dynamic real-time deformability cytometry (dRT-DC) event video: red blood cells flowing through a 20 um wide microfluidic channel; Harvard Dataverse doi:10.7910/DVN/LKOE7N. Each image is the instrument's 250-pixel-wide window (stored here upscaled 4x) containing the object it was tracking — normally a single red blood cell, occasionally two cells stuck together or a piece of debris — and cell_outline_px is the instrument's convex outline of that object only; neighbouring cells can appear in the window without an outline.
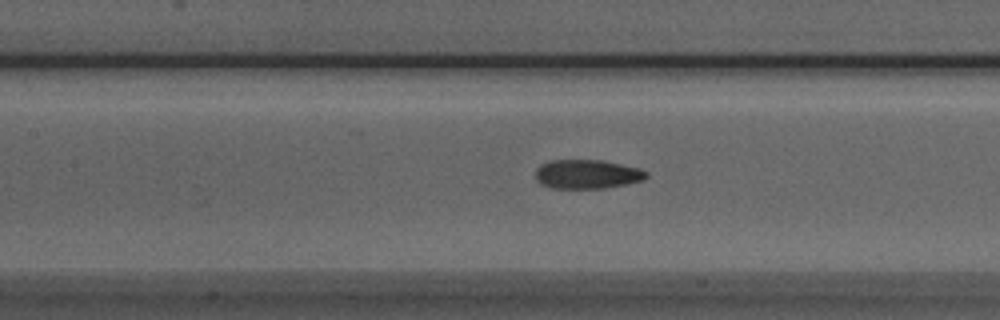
{"species": "Egyptian fruit bat (a non-hibernating species)", "species_latin": "Rousettus aegyptiacus", "temperature_condition": "room temperature", "stored_images_in_passage": 34, "camera_frame_rate_fps": 3000, "um_per_image_px": 0.085, "animal": {"sex": "male"}, "frame": {"image": 1, "passage_image": 12, "time_ms": 3.667, "image_size_px": [1000, 320], "cell_outline_px": [[648, 176], [644, 180], [604, 188], [552, 188], [540, 184], [536, 180], [536, 168], [540, 164], [548, 160], [600, 160], [640, 168], [648, 172]], "centroid_in_image_um": [49.88, 14.8], "position_along_channel_um": 157.5, "area_um2": 18.84}}
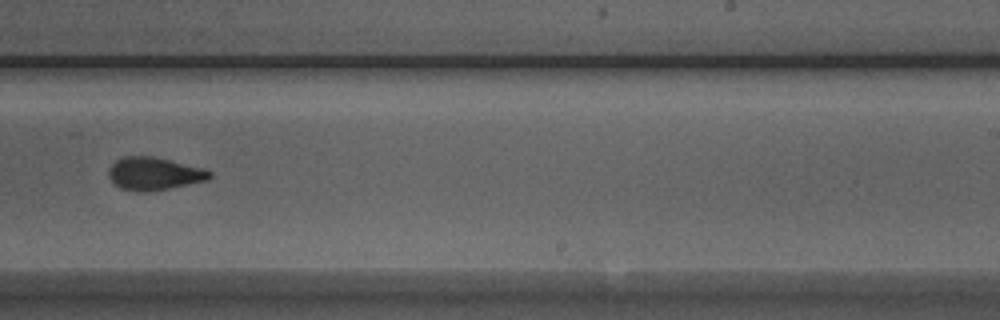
{"frame": {"image": 2, "passage_image": 21, "time_ms": 6.667, "image_size_px": [1000, 320], "cell_outline_px": [[212, 176], [208, 180], [148, 192], [136, 192], [120, 188], [108, 176], [108, 168], [116, 160], [124, 156], [152, 156], [204, 168], [212, 172]], "centroid_in_image_um": [13.09, 14.76], "position_along_channel_um": 275.9, "area_um2": 19.31}}
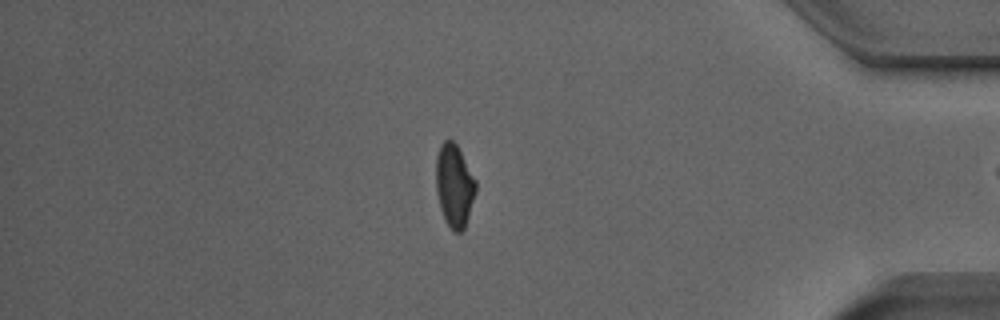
{"frame": {"image": 3, "passage_image": 33, "time_ms": 10.667, "image_size_px": [1000, 320], "cell_outline_px": [[476, 192], [464, 228], [460, 232], [452, 232], [440, 208], [436, 192], [436, 156], [440, 144], [444, 140], [452, 140], [456, 144], [476, 180]], "centroid_in_image_um": [38.6, 15.76], "position_along_channel_um": 396.6, "area_um2": 19.07}}